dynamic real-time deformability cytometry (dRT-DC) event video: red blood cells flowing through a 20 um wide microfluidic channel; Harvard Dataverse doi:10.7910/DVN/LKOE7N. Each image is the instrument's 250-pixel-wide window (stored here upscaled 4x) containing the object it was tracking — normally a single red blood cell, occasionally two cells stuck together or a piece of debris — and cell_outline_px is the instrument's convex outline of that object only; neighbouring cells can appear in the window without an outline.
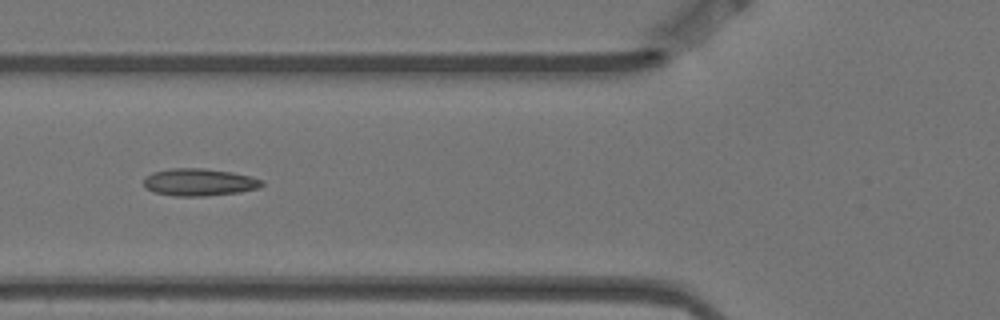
{"species": "Egyptian fruit bat (a non-hibernating species)", "species_latin": "Rousettus aegyptiacus", "temperature_condition": "warm", "stored_images_in_passage": 8, "camera_frame_rate_fps": 3000, "um_per_image_px": 0.085, "animal": {"sex": "female"}, "frame": {"image": 1, "passage_image": 6, "time_ms": 1.667, "image_size_px": [1000, 320], "cell_outline_px": [[264, 184], [260, 188], [240, 192], [204, 196], [176, 196], [152, 192], [144, 184], [144, 180], [152, 172], [168, 168], [204, 168], [232, 172], [264, 180]], "centroid_in_image_um": [16.95, 15.48], "position_along_channel_um": 108.8, "area_um2": 18.84}}
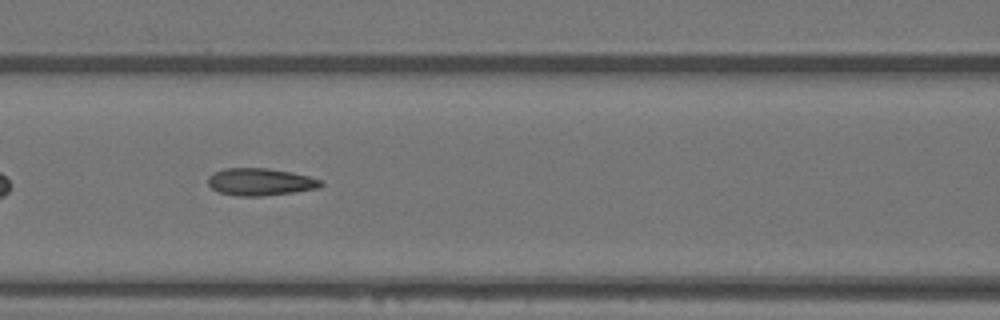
{"frame": {"image": 2, "passage_image": 7, "time_ms": 2.0, "image_size_px": [1000, 320], "cell_outline_px": [[324, 184], [320, 188], [264, 196], [236, 196], [220, 192], [212, 188], [208, 184], [208, 176], [224, 168], [268, 168], [292, 172], [308, 176], [320, 180]], "centroid_in_image_um": [22.13, 15.46], "position_along_channel_um": 144.5, "area_um2": 17.92}}
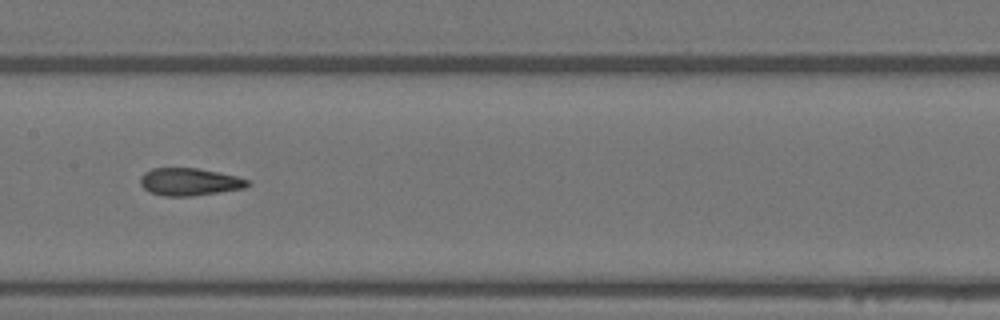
{"frame": {"image": 3, "passage_image": 8, "time_ms": 2.333, "image_size_px": [1000, 320], "cell_outline_px": [[248, 184], [244, 188], [192, 196], [164, 196], [152, 192], [144, 188], [140, 184], [140, 176], [144, 172], [152, 168], [196, 168], [236, 176], [248, 180]], "centroid_in_image_um": [16.05, 15.45], "position_along_channel_um": 191.3, "area_um2": 16.94}}